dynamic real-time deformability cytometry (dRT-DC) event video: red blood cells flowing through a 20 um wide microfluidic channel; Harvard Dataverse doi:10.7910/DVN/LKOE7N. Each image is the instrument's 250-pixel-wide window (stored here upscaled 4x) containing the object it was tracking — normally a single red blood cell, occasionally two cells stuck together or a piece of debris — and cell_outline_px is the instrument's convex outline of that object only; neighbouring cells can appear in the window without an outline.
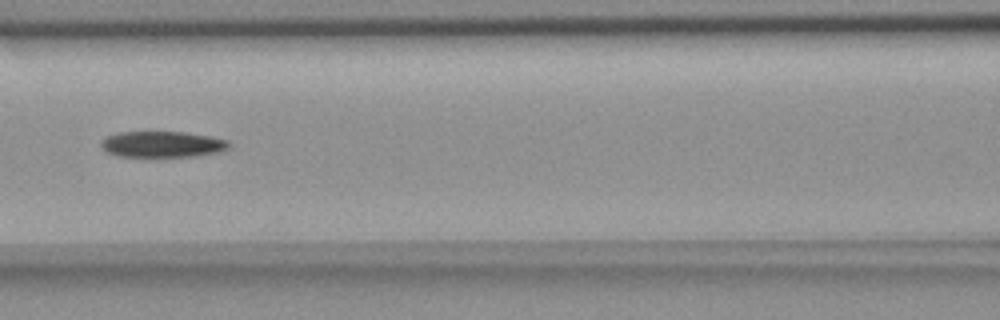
{"species": "common noctule bat (a hibernating species)", "species_latin": "Nyctalus noctula", "temperature_condition": "room temperature", "stored_images_in_passage": 9, "camera_frame_rate_fps": 3000, "um_per_image_px": 0.085, "animal": {"sex": "female", "body_mass_g": 18.4}, "frame": {"image": 1, "passage_image": 7, "time_ms": 2.0, "image_size_px": [1000, 320], "cell_outline_px": [[232, 144], [228, 148], [220, 152], [196, 156], [116, 156], [108, 152], [100, 144], [100, 140], [104, 136], [116, 132], [184, 132], [212, 136], [228, 140]], "centroid_in_image_um": [13.81, 12.25], "position_along_channel_um": 152.8, "area_um2": 19.59}}
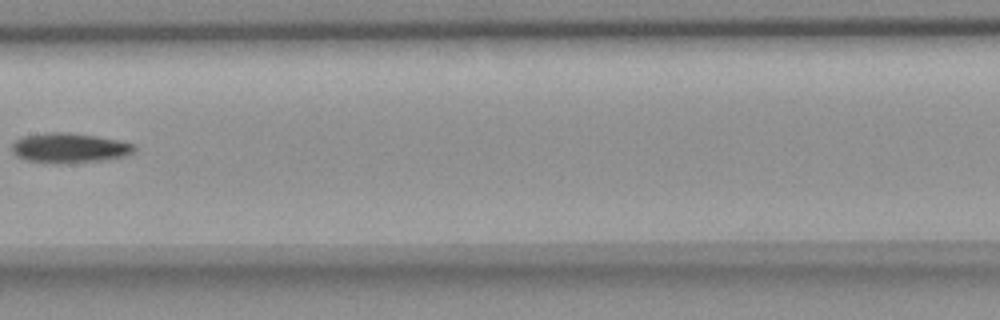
{"frame": {"image": 2, "passage_image": 8, "time_ms": 2.333, "image_size_px": [1000, 320], "cell_outline_px": [[136, 148], [132, 152], [124, 156], [104, 160], [56, 164], [52, 164], [24, 160], [16, 156], [12, 152], [12, 144], [16, 140], [24, 136], [48, 132], [68, 132], [96, 136], [120, 140], [136, 144]], "centroid_in_image_um": [5.89, 12.58], "position_along_channel_um": 201.5, "area_um2": 21.5}}
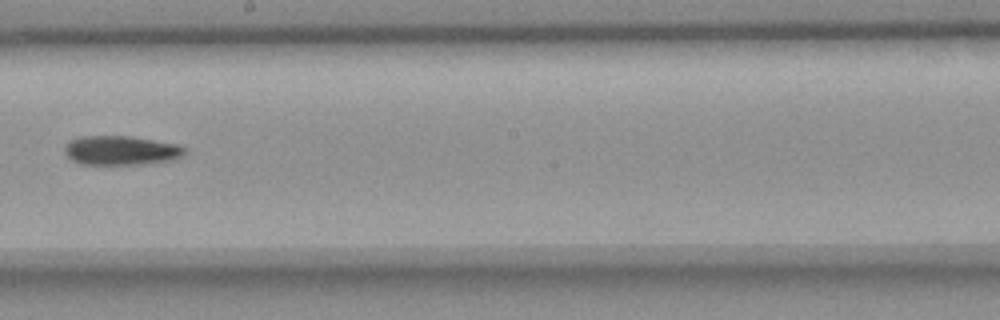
{"frame": {"image": 3, "passage_image": 9, "time_ms": 2.667, "image_size_px": [1000, 320], "cell_outline_px": [[184, 152], [180, 156], [172, 160], [152, 164], [80, 164], [72, 160], [64, 152], [64, 148], [72, 140], [84, 136], [128, 136], [176, 144], [184, 148]], "centroid_in_image_um": [10.27, 12.8], "position_along_channel_um": 237.9, "area_um2": 20.17}}